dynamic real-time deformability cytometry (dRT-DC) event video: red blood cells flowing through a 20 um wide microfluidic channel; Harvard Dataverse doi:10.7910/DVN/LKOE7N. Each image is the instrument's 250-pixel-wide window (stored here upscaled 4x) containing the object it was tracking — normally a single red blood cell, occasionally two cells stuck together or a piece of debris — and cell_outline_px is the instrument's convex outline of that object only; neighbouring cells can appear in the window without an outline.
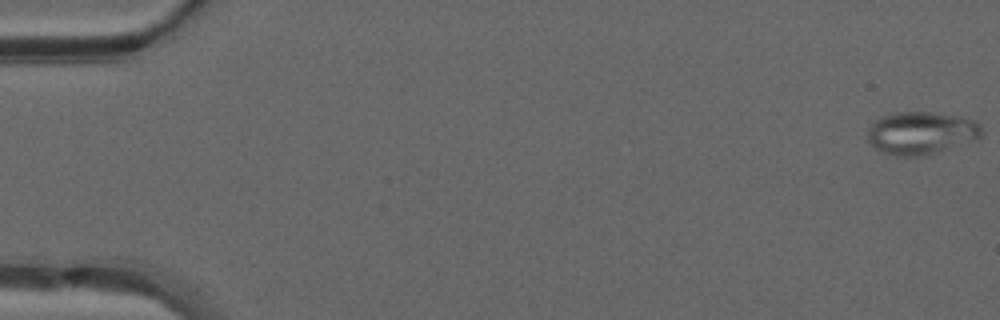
{"species": "common noctule bat (a hibernating species)", "species_latin": "Nyctalus noctula", "temperature_condition": "warm", "stored_images_in_passage": 49, "segment_of_instrument_passage": [1, 2], "camera_frame_rate_fps": 3000, "um_per_image_px": 0.085, "animal": {"sex": "male", "forearm_length_mm": 52.5}, "frame": {"image": 1, "passage_image": 1, "time_ms": 0.0, "image_size_px": [1000, 320], "cell_outline_px": [[984, 132], [980, 140], [916, 156], [896, 156], [880, 152], [868, 144], [868, 128], [880, 116], [892, 112], [932, 112], [960, 116], [972, 120], [980, 124]], "centroid_in_image_um": [78.3, 11.29], "position_along_channel_um": 6.7, "area_um2": 28.67}}